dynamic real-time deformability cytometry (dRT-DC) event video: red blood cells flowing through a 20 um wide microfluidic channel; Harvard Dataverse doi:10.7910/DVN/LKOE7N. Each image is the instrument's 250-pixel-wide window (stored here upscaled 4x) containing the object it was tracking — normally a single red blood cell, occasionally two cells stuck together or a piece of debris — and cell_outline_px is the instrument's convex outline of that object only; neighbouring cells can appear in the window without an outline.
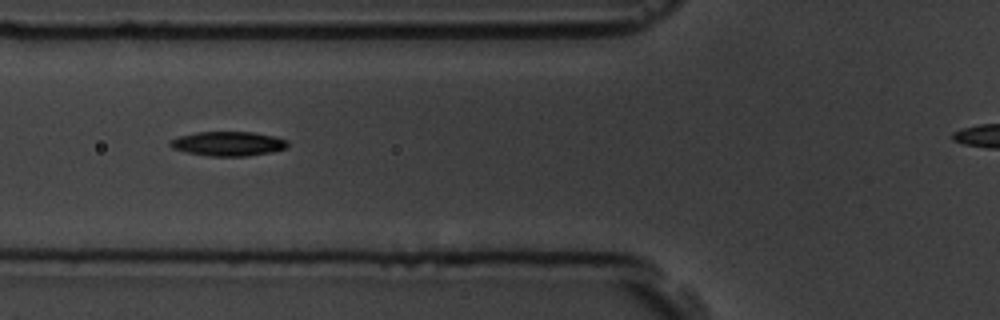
{"species": "common noctule bat (a hibernating species)", "species_latin": "Nyctalus noctula", "temperature_condition": "room temperature", "stored_images_in_passage": 13, "camera_frame_rate_fps": 3000, "um_per_image_px": 0.085, "animal": {"sex": "male", "body_mass_g": 19.5, "forearm_length_mm": 54.6}, "frame": {"image": 1, "passage_image": 6, "time_ms": 6.333, "image_size_px": [1000, 320], "cell_outline_px": [[288, 148], [272, 152], [248, 156], [208, 156], [184, 152], [172, 148], [168, 144], [172, 140], [180, 136], [196, 132], [252, 132], [272, 136], [288, 140]], "centroid_in_image_um": [19.4, 12.22], "position_along_channel_um": 106.4, "area_um2": 16.76}}
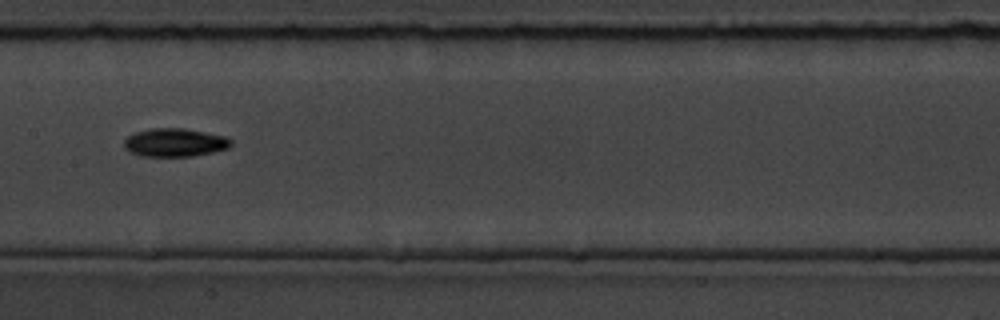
{"frame": {"image": 2, "passage_image": 8, "time_ms": 8.667, "image_size_px": [1000, 320], "cell_outline_px": [[232, 144], [228, 148], [212, 152], [192, 156], [140, 156], [124, 148], [124, 140], [128, 136], [136, 132], [148, 128], [184, 128], [228, 136], [232, 140]], "centroid_in_image_um": [14.88, 12.1], "position_along_channel_um": 192.5, "area_um2": 17.74}}
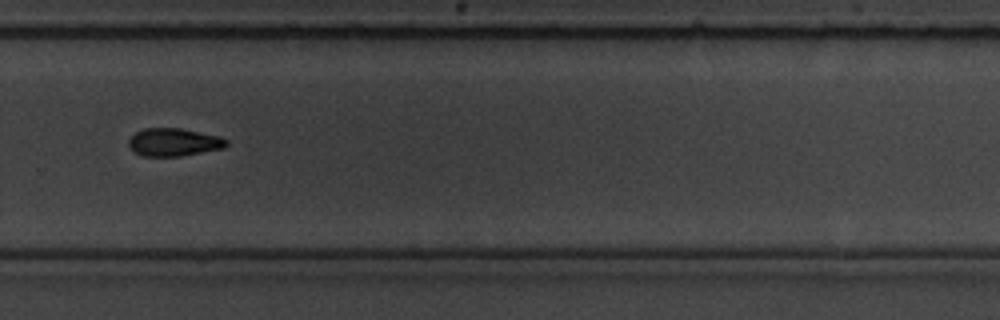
{"frame": {"image": 3, "passage_image": 11, "time_ms": 12.0, "image_size_px": [1000, 320], "cell_outline_px": [[228, 144], [224, 148], [180, 156], [144, 156], [136, 152], [128, 144], [128, 140], [136, 132], [144, 128], [180, 128], [220, 136], [228, 140]], "centroid_in_image_um": [14.8, 12.08], "position_along_channel_um": 315.0, "area_um2": 15.78}}